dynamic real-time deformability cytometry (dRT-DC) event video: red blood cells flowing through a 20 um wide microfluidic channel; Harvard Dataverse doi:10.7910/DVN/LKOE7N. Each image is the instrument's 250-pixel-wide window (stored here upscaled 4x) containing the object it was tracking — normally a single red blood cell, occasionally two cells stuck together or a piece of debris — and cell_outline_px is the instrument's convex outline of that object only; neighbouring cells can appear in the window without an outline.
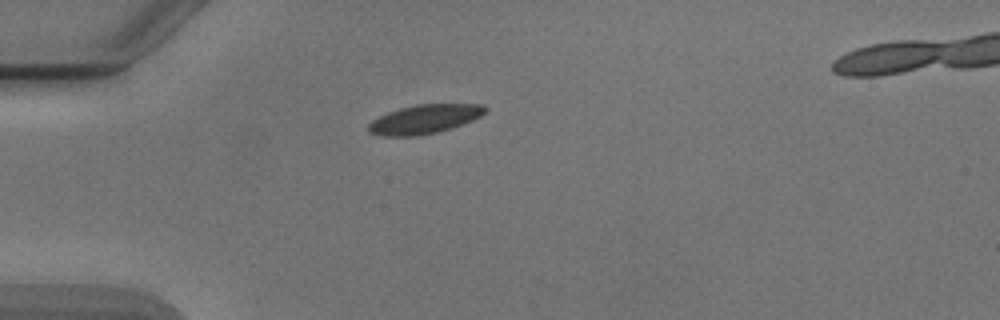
{"species": "Egyptian fruit bat (a non-hibernating species)", "species_latin": "Rousettus aegyptiacus", "temperature_condition": "cold", "stored_images_in_passage": 1, "camera_frame_rate_fps": 3000, "um_per_image_px": 0.085, "animal": {"sex": "male"}, "frame": {"image": 1, "passage_image": 1, "time_ms": 0.0, "image_size_px": [1000, 320], "cell_outline_px": [[488, 108], [480, 116], [472, 120], [452, 128], [436, 132], [412, 136], [380, 136], [368, 132], [368, 124], [372, 120], [388, 112], [400, 108], [416, 104], [484, 104]], "centroid_in_image_um": [36.06, 10.12], "position_along_channel_um": 48.9, "area_um2": 19.65}}